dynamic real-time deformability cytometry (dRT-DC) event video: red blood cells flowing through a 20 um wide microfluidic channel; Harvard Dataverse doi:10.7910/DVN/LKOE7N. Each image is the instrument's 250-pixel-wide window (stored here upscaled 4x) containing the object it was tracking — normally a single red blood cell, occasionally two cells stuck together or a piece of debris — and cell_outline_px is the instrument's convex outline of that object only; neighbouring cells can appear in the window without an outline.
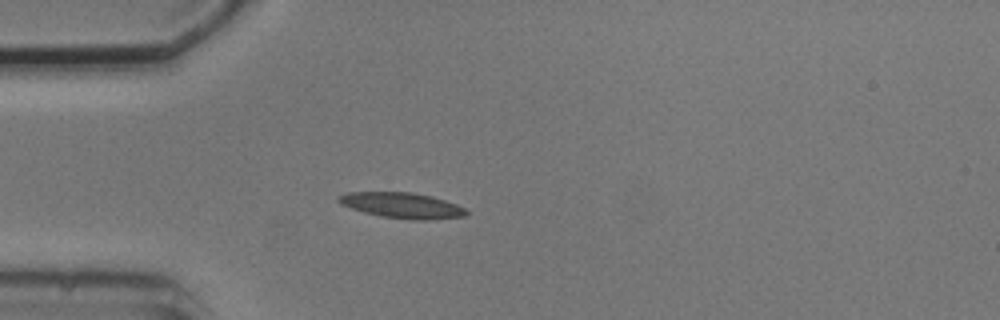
{"species": "common noctule bat (a hibernating species)", "species_latin": "Nyctalus noctula", "temperature_condition": "cold", "stored_images_in_passage": 6, "camera_frame_rate_fps": 3000, "um_per_image_px": 0.085, "animal": {"sex": "male", "body_mass_g": 20.5, "forearm_length_mm": 52.5}, "frame": {"image": 1, "passage_image": 4, "time_ms": 3.667, "image_size_px": [1000, 320], "cell_outline_px": [[468, 212], [464, 216], [432, 220], [412, 220], [380, 216], [364, 212], [340, 204], [336, 200], [336, 196], [348, 192], [412, 192], [432, 196], [456, 204], [464, 208]], "centroid_in_image_um": [34.15, 17.45], "position_along_channel_um": 50.9, "area_um2": 19.13}}